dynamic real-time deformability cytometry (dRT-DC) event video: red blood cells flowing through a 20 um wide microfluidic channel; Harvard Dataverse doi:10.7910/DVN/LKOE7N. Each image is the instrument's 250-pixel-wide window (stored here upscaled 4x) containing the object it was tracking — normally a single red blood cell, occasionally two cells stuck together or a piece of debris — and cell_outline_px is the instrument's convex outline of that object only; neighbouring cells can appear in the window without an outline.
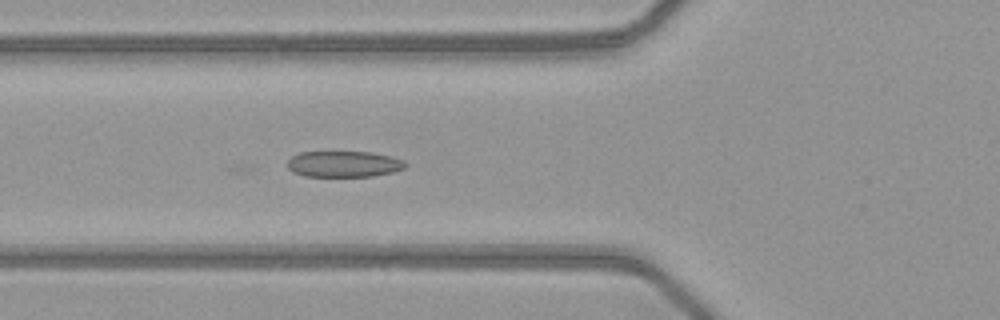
{"species": "common noctule bat (a hibernating species)", "species_latin": "Nyctalus noctula", "temperature_condition": "warm", "stored_images_in_passage": 25, "camera_frame_rate_fps": 3000, "um_per_image_px": 0.085, "animal": {"sex": "female", "body_mass_g": 21.9}, "frame": {"image": 1, "passage_image": 4, "time_ms": 1.0, "image_size_px": [1000, 320], "cell_outline_px": [[408, 164], [404, 168], [392, 172], [372, 176], [304, 176], [292, 172], [288, 168], [288, 160], [292, 156], [300, 152], [372, 152], [392, 156], [404, 160]], "centroid_in_image_um": [29.24, 13.94], "position_along_channel_um": 96.6, "area_um2": 17.98}}
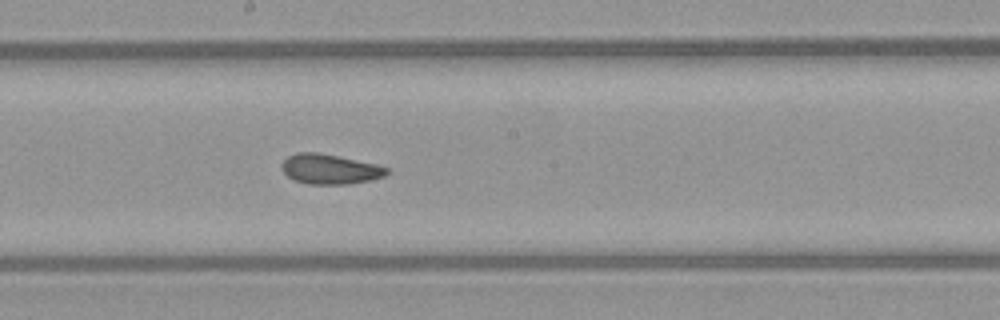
{"frame": {"image": 2, "passage_image": 13, "time_ms": 4.0, "image_size_px": [1000, 320], "cell_outline_px": [[388, 172], [384, 176], [372, 180], [348, 184], [308, 184], [292, 180], [280, 168], [280, 164], [288, 156], [296, 152], [316, 152], [376, 164], [388, 168]], "centroid_in_image_um": [28.0, 14.38], "position_along_channel_um": 220.2, "area_um2": 18.32}}
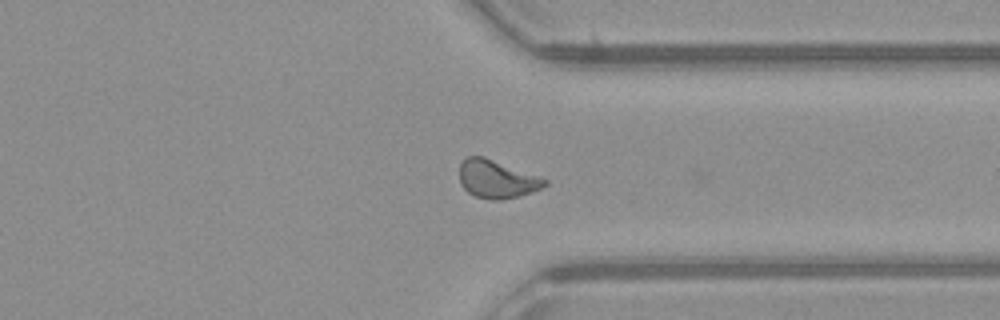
{"frame": {"image": 3, "passage_image": 24, "time_ms": 7.667, "image_size_px": [1000, 320], "cell_outline_px": [[548, 184], [532, 192], [520, 196], [500, 200], [492, 200], [476, 196], [468, 192], [460, 184], [460, 164], [468, 156], [484, 156], [540, 176], [548, 180]], "centroid_in_image_um": [42.24, 15.22], "position_along_channel_um": 369.2, "area_um2": 18.96}}